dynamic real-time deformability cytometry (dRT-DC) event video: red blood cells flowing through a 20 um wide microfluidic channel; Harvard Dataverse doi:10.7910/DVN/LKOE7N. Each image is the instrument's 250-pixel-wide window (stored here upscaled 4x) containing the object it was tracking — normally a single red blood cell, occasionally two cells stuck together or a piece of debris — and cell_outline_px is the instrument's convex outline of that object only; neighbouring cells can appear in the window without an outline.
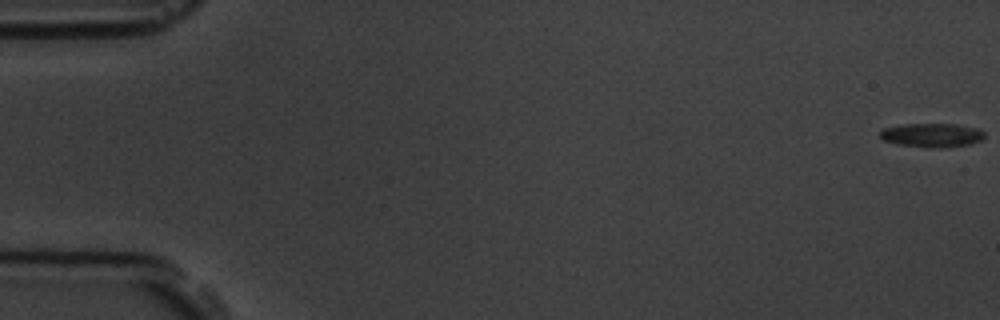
{"species": "common noctule bat (a hibernating species)", "species_latin": "Nyctalus noctula", "temperature_condition": "room temperature", "stored_images_in_passage": 5, "camera_frame_rate_fps": 3000, "um_per_image_px": 0.085, "animal": {"sex": "male", "body_mass_g": 19.5, "forearm_length_mm": 54.6}, "frame": {"image": 1, "passage_image": 1, "time_ms": 0.0, "image_size_px": [1000, 320], "cell_outline_px": [[984, 136], [980, 140], [968, 144], [948, 148], [928, 148], [896, 144], [884, 140], [880, 136], [880, 132], [884, 128], [904, 124], [956, 124], [976, 128], [984, 132]], "centroid_in_image_um": [79.2, 11.5], "position_along_channel_um": 5.8, "area_um2": 14.57}}
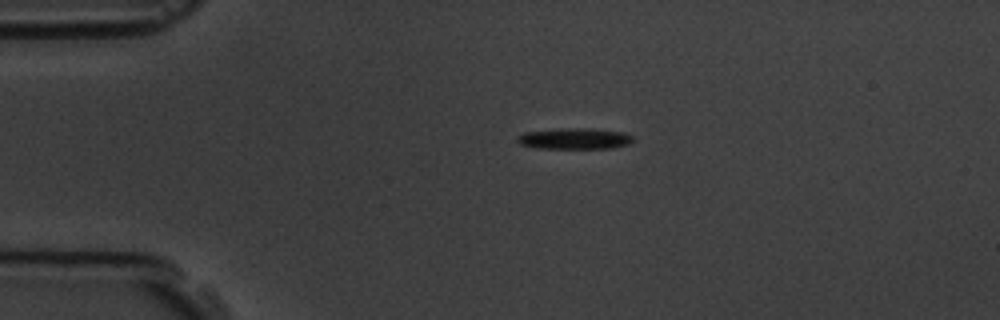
{"frame": {"image": 2, "passage_image": 4, "time_ms": 4.333, "image_size_px": [1000, 320], "cell_outline_px": [[636, 140], [628, 144], [612, 148], [536, 148], [520, 144], [516, 140], [516, 136], [524, 132], [568, 128], [588, 128], [624, 132], [632, 136]], "centroid_in_image_um": [48.85, 11.78], "position_along_channel_um": 36.2, "area_um2": 14.22}}